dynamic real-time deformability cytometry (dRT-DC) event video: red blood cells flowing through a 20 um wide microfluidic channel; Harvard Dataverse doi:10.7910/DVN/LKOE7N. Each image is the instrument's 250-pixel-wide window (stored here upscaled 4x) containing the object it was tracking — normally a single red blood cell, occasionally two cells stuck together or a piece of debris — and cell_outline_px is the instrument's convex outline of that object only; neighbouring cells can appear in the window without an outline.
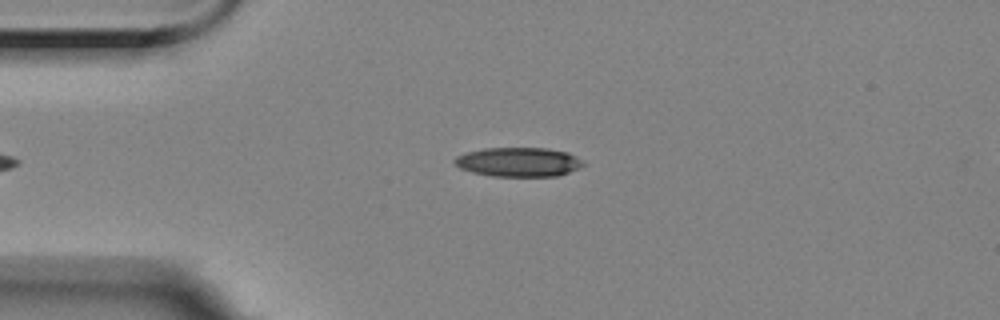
{"species": "Egyptian fruit bat (a non-hibernating species)", "species_latin": "Rousettus aegyptiacus", "temperature_condition": "room temperature", "stored_images_in_passage": 40, "camera_frame_rate_fps": 3000, "um_per_image_px": 0.085, "animal": {"sex": "female"}, "frame": {"image": 1, "passage_image": 2, "time_ms": 0.333, "image_size_px": [1000, 320], "cell_outline_px": [[584, 164], [568, 172], [556, 176], [492, 176], [472, 172], [460, 168], [452, 160], [456, 156], [468, 152], [484, 148], [548, 148], [568, 152], [584, 160]], "centroid_in_image_um": [44.07, 13.76], "position_along_channel_um": 40.9, "area_um2": 21.85}}
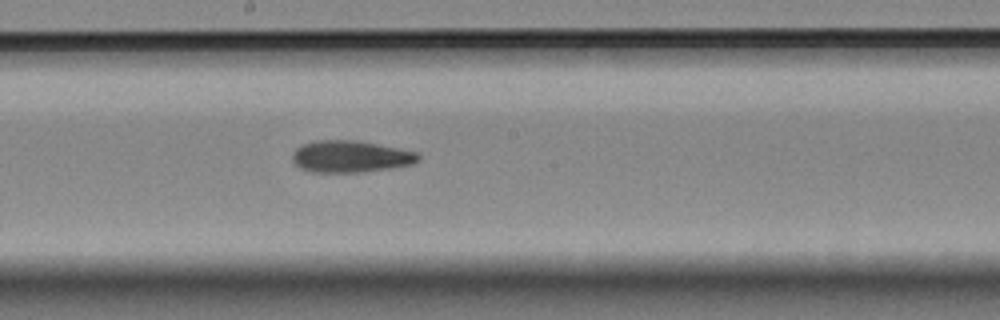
{"frame": {"image": 2, "passage_image": 19, "time_ms": 6.0, "image_size_px": [1000, 320], "cell_outline_px": [[420, 160], [412, 164], [392, 168], [364, 172], [312, 172], [300, 168], [292, 160], [292, 152], [296, 148], [304, 144], [316, 140], [356, 140], [416, 152], [420, 156]], "centroid_in_image_um": [29.78, 13.31], "position_along_channel_um": 218.4, "area_um2": 23.29}}
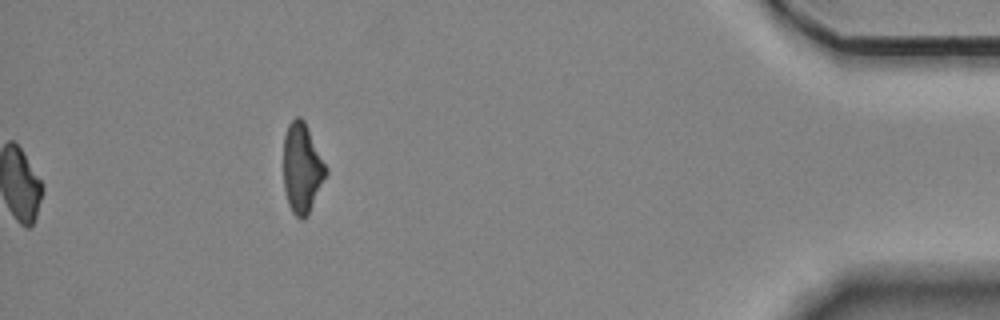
{"frame": {"image": 3, "passage_image": 40, "time_ms": 13.0, "image_size_px": [1000, 320], "cell_outline_px": [[328, 172], [308, 216], [304, 220], [300, 220], [292, 212], [288, 204], [284, 188], [284, 136], [288, 124], [296, 116], [300, 116], [304, 120], [328, 168]], "centroid_in_image_um": [25.68, 14.31], "position_along_channel_um": 409.5, "area_um2": 22.43}, "authors_computed_cell_mechanics": {"area_um2": 22.9177, "velocity_mm_per_s": 3.5196, "shape_relaxation_time_tau1_ms": 7.304, "shape_relaxation_time_tau2_ms": 6.6282, "deformation_change_tau1": 0.1922, "deformation_change_tau2": 0.1656}}